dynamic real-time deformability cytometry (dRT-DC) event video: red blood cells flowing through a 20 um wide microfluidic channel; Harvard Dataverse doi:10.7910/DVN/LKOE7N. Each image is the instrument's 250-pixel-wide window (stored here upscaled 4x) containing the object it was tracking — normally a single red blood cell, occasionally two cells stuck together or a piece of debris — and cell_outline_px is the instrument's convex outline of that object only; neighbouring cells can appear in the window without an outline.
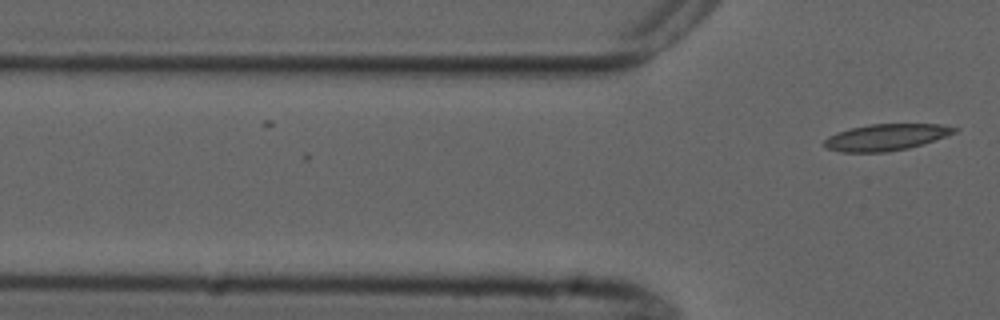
{"species": "common noctule bat (a hibernating species)", "species_latin": "Nyctalus noctula", "temperature_condition": "cold", "stored_images_in_passage": 4, "camera_frame_rate_fps": 3000, "um_per_image_px": 0.085, "animal": {"sex": "male", "forearm_length_mm": 52.5}, "frame": {"image": 1, "passage_image": 4, "time_ms": 3.667, "image_size_px": [1000, 320], "cell_outline_px": [[960, 128], [956, 132], [948, 136], [924, 144], [908, 148], [888, 152], [840, 152], [824, 148], [824, 140], [828, 136], [836, 132], [868, 124], [940, 124]], "centroid_in_image_um": [75.32, 11.67], "position_along_channel_um": 50.5, "area_um2": 20.35}}